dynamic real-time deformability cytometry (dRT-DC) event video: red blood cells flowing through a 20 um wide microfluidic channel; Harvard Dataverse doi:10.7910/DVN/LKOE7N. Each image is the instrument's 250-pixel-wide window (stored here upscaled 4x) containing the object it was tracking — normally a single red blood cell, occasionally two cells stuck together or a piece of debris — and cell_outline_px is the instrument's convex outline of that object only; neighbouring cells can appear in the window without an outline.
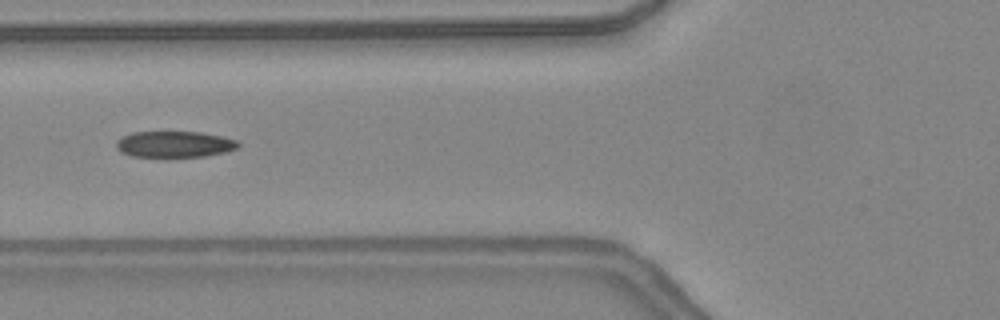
{"species": "common noctule bat (a hibernating species)", "species_latin": "Nyctalus noctula", "temperature_condition": "warm", "stored_images_in_passage": 5, "camera_frame_rate_fps": 3000, "um_per_image_px": 0.085, "animal": {"sex": "female", "body_mass_g": 24.6, "forearm_length_mm": 56.2}, "frame": {"image": 1, "passage_image": 4, "time_ms": 1.0, "image_size_px": [1000, 320], "cell_outline_px": [[240, 148], [224, 152], [204, 156], [132, 156], [120, 152], [116, 148], [116, 140], [132, 132], [200, 132], [220, 136], [236, 140], [240, 144]], "centroid_in_image_um": [14.82, 12.25], "position_along_channel_um": 111.0, "area_um2": 18.44}}
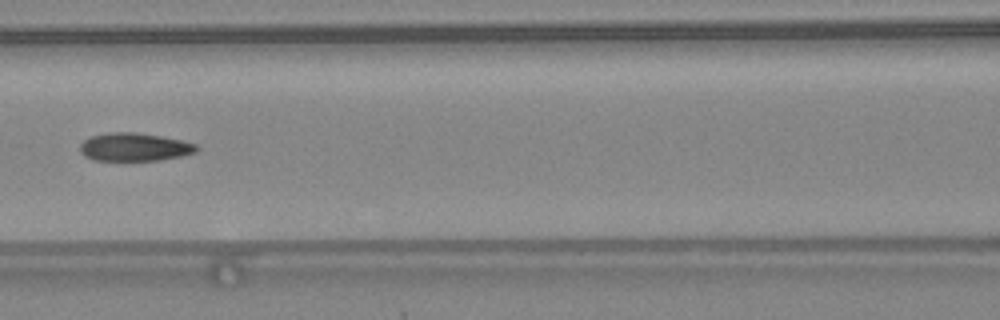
{"frame": {"image": 2, "passage_image": 5, "time_ms": 1.333, "image_size_px": [1000, 320], "cell_outline_px": [[200, 148], [196, 152], [180, 156], [160, 160], [92, 160], [84, 156], [80, 152], [80, 144], [84, 140], [92, 136], [112, 132], [136, 132], [160, 136], [180, 140], [196, 144]], "centroid_in_image_um": [11.42, 12.5], "position_along_channel_um": 155.2, "area_um2": 19.02}}